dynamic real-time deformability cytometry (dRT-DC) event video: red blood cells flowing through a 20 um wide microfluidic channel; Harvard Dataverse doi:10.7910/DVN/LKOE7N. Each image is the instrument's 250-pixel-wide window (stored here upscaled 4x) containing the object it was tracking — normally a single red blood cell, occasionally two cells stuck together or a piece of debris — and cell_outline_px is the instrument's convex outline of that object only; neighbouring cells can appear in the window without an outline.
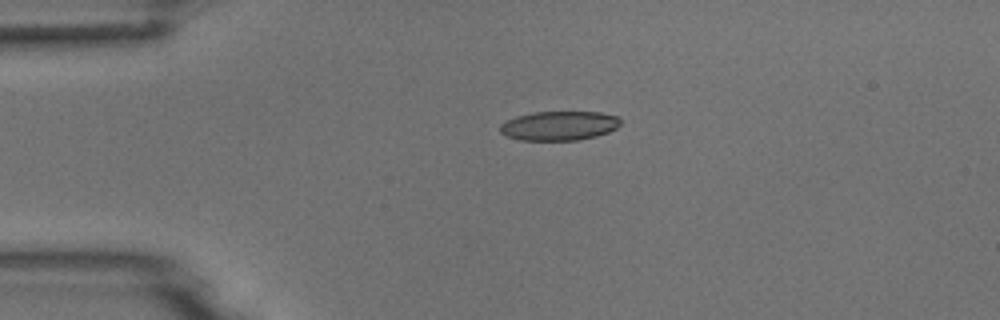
{"species": "common noctule bat (a hibernating species)", "species_latin": "Nyctalus noctula", "temperature_condition": "room temperature", "stored_images_in_passage": 3, "camera_frame_rate_fps": 3000, "um_per_image_px": 0.085, "animal": {"sex": "male", "body_mass_g": 18.8}, "frame": {"image": 1, "passage_image": 2, "time_ms": 2.0, "image_size_px": [1000, 320], "cell_outline_px": [[620, 124], [616, 128], [608, 132], [596, 136], [580, 140], [520, 140], [504, 136], [500, 132], [500, 124], [516, 116], [532, 112], [600, 112], [620, 116]], "centroid_in_image_um": [47.52, 10.69], "position_along_channel_um": 37.5, "area_um2": 20.69}}